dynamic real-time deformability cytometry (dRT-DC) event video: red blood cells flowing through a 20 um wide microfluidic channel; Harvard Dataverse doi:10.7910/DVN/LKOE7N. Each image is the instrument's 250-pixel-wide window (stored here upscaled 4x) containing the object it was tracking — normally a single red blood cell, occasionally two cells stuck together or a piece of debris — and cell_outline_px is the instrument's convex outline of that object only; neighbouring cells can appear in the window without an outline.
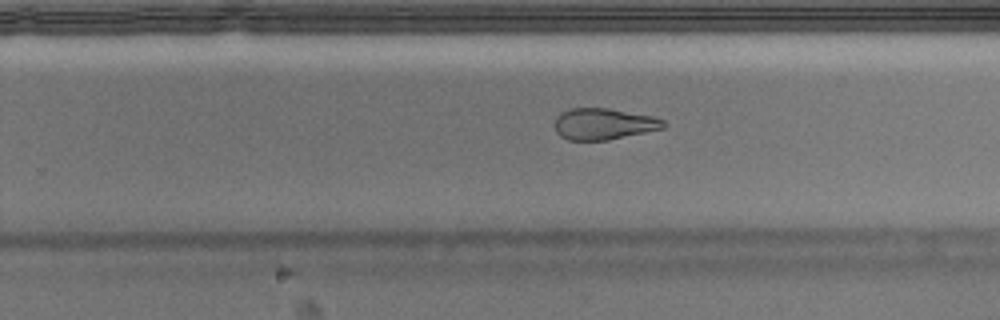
{"species": "Egyptian fruit bat (a non-hibernating species)", "species_latin": "Rousettus aegyptiacus", "temperature_condition": "warm", "stored_images_in_passage": 22, "camera_frame_rate_fps": 3000, "um_per_image_px": 0.085, "animal": {"sex": "male"}, "frame": {"image": 1, "passage_image": 22, "time_ms": 7.0, "image_size_px": [1000, 320], "cell_outline_px": [[656, 120], [648, 128], [616, 136], [596, 140], [576, 140], [596, 112], [616, 112], [640, 116]], "centroid_in_image_um": [52.13, 10.66], "position_along_channel_um": 277.7, "area_um2": 10.06}}